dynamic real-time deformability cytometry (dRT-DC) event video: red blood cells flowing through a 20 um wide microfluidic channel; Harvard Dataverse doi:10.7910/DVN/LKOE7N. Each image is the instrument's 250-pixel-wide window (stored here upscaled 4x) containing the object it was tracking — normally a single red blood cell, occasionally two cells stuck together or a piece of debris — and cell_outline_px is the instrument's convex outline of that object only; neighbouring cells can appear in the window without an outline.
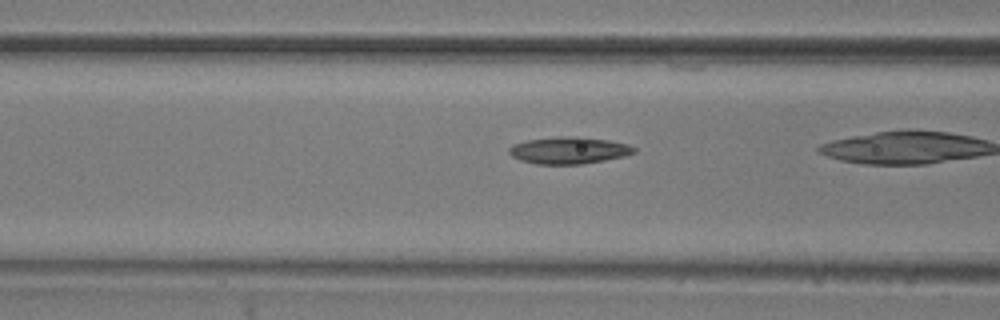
{"species": "common noctule bat (a hibernating species)", "species_latin": "Nyctalus noctula", "temperature_condition": "room temperature", "stored_images_in_passage": 20, "camera_frame_rate_fps": 3000, "um_per_image_px": 0.085, "animal": {"sex": "male", "body_mass_g": 20.5, "forearm_length_mm": 52.5}, "frame": {"image": 1, "passage_image": 12, "time_ms": 3.667, "image_size_px": [1000, 320], "cell_outline_px": [[636, 152], [624, 156], [604, 160], [580, 164], [536, 164], [520, 160], [512, 156], [508, 152], [508, 148], [512, 144], [528, 140], [560, 136], [576, 136], [608, 140], [628, 144], [636, 148]], "centroid_in_image_um": [48.34, 12.77], "position_along_channel_um": 118.3, "area_um2": 19.59}}
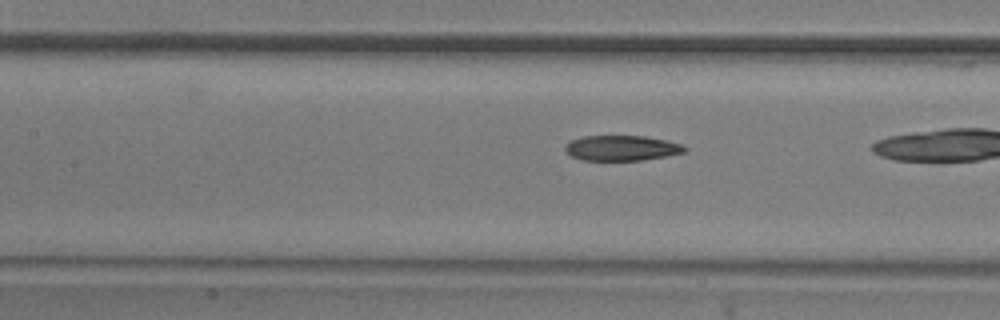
{"frame": {"image": 2, "passage_image": 15, "time_ms": 4.667, "image_size_px": [1000, 320], "cell_outline_px": [[688, 148], [684, 152], [664, 156], [640, 160], [584, 160], [572, 156], [564, 148], [564, 144], [572, 140], [584, 136], [644, 136], [668, 140], [680, 144]], "centroid_in_image_um": [52.84, 12.57], "position_along_channel_um": 154.6, "area_um2": 17.4}}